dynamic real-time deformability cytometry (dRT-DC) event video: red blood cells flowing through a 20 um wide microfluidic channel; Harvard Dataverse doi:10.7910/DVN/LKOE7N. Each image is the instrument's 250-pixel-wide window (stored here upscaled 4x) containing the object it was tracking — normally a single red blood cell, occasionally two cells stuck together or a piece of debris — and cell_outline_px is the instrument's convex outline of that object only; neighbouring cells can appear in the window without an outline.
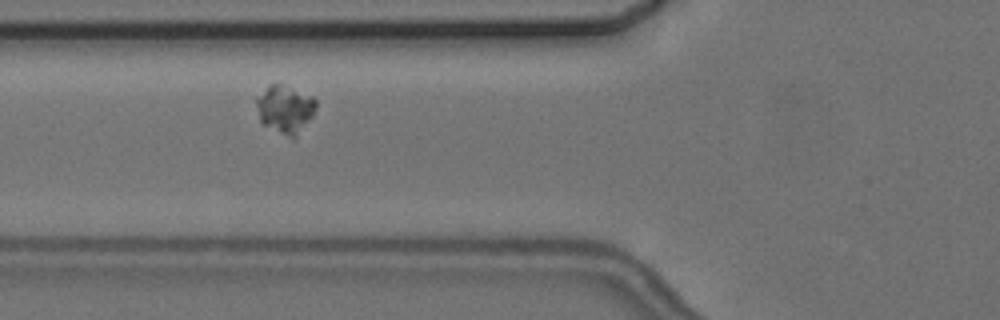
{"species": "common noctule bat (a hibernating species)", "species_latin": "Nyctalus noctula", "temperature_condition": "cold", "stored_images_in_passage": 6, "camera_frame_rate_fps": 3000, "um_per_image_px": 0.085, "animal": {"sex": "female", "body_mass_g": 24.6, "forearm_length_mm": 56.2}, "frame": {"image": 1, "passage_image": 3, "time_ms": 2.333, "image_size_px": [1000, 320], "cell_outline_px": [[316, 108], [312, 116], [296, 136], [292, 140], [260, 124], [256, 104], [256, 96], [268, 84], [280, 84], [312, 96], [316, 100]], "centroid_in_image_um": [24.18, 9.3], "position_along_channel_um": 101.6, "area_um2": 16.88}}